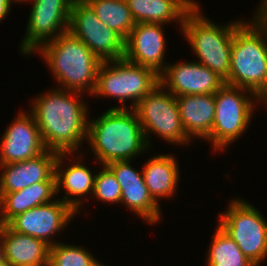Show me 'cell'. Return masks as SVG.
<instances>
[{
  "label": "cell",
  "instance_id": "1",
  "mask_svg": "<svg viewBox=\"0 0 267 266\" xmlns=\"http://www.w3.org/2000/svg\"><path fill=\"white\" fill-rule=\"evenodd\" d=\"M85 94L58 88L33 97L29 111L38 124L47 150L57 153H80L87 140L90 107ZM31 109V110H30Z\"/></svg>",
  "mask_w": 267,
  "mask_h": 266
},
{
  "label": "cell",
  "instance_id": "2",
  "mask_svg": "<svg viewBox=\"0 0 267 266\" xmlns=\"http://www.w3.org/2000/svg\"><path fill=\"white\" fill-rule=\"evenodd\" d=\"M87 142L101 166L152 152L134 109H106L98 118H88Z\"/></svg>",
  "mask_w": 267,
  "mask_h": 266
},
{
  "label": "cell",
  "instance_id": "3",
  "mask_svg": "<svg viewBox=\"0 0 267 266\" xmlns=\"http://www.w3.org/2000/svg\"><path fill=\"white\" fill-rule=\"evenodd\" d=\"M33 53H39L46 62L54 82H58L56 88L90 94L89 97L93 94L101 60L69 31L42 44Z\"/></svg>",
  "mask_w": 267,
  "mask_h": 266
},
{
  "label": "cell",
  "instance_id": "4",
  "mask_svg": "<svg viewBox=\"0 0 267 266\" xmlns=\"http://www.w3.org/2000/svg\"><path fill=\"white\" fill-rule=\"evenodd\" d=\"M254 10L253 18L243 19L235 29L225 83L256 95L267 82V15L258 7Z\"/></svg>",
  "mask_w": 267,
  "mask_h": 266
},
{
  "label": "cell",
  "instance_id": "5",
  "mask_svg": "<svg viewBox=\"0 0 267 266\" xmlns=\"http://www.w3.org/2000/svg\"><path fill=\"white\" fill-rule=\"evenodd\" d=\"M201 5L194 6L186 15L181 29L198 63L214 71L226 81L230 73L231 46L236 27L243 21L230 20L216 24L202 14ZM241 19V20H240Z\"/></svg>",
  "mask_w": 267,
  "mask_h": 266
},
{
  "label": "cell",
  "instance_id": "6",
  "mask_svg": "<svg viewBox=\"0 0 267 266\" xmlns=\"http://www.w3.org/2000/svg\"><path fill=\"white\" fill-rule=\"evenodd\" d=\"M159 84V74L148 67L133 64L124 58L104 61L99 66L95 89L91 96L118 100L120 106L117 104L110 109H133ZM128 101L130 107L126 105Z\"/></svg>",
  "mask_w": 267,
  "mask_h": 266
},
{
  "label": "cell",
  "instance_id": "7",
  "mask_svg": "<svg viewBox=\"0 0 267 266\" xmlns=\"http://www.w3.org/2000/svg\"><path fill=\"white\" fill-rule=\"evenodd\" d=\"M215 116L208 141L214 152H225L248 131L256 109V95L248 89L224 84L215 94Z\"/></svg>",
  "mask_w": 267,
  "mask_h": 266
},
{
  "label": "cell",
  "instance_id": "8",
  "mask_svg": "<svg viewBox=\"0 0 267 266\" xmlns=\"http://www.w3.org/2000/svg\"><path fill=\"white\" fill-rule=\"evenodd\" d=\"M226 211L218 214V226L256 266L267 257V219L249 201L232 198Z\"/></svg>",
  "mask_w": 267,
  "mask_h": 266
},
{
  "label": "cell",
  "instance_id": "9",
  "mask_svg": "<svg viewBox=\"0 0 267 266\" xmlns=\"http://www.w3.org/2000/svg\"><path fill=\"white\" fill-rule=\"evenodd\" d=\"M133 109L150 149L153 147L151 138L154 135L175 146H189L193 143L182 126L176 97L161 84L146 94Z\"/></svg>",
  "mask_w": 267,
  "mask_h": 266
},
{
  "label": "cell",
  "instance_id": "10",
  "mask_svg": "<svg viewBox=\"0 0 267 266\" xmlns=\"http://www.w3.org/2000/svg\"><path fill=\"white\" fill-rule=\"evenodd\" d=\"M68 31L80 39L101 62L124 58L125 40L104 25L84 0H73Z\"/></svg>",
  "mask_w": 267,
  "mask_h": 266
},
{
  "label": "cell",
  "instance_id": "11",
  "mask_svg": "<svg viewBox=\"0 0 267 266\" xmlns=\"http://www.w3.org/2000/svg\"><path fill=\"white\" fill-rule=\"evenodd\" d=\"M30 15L19 53L33 54L42 44L68 32L73 0H28ZM21 51V52H20Z\"/></svg>",
  "mask_w": 267,
  "mask_h": 266
},
{
  "label": "cell",
  "instance_id": "12",
  "mask_svg": "<svg viewBox=\"0 0 267 266\" xmlns=\"http://www.w3.org/2000/svg\"><path fill=\"white\" fill-rule=\"evenodd\" d=\"M78 213L67 203L57 198L51 202L36 206L14 217L7 225L20 232L43 240L49 246L59 243L53 240L56 234L71 223Z\"/></svg>",
  "mask_w": 267,
  "mask_h": 266
},
{
  "label": "cell",
  "instance_id": "13",
  "mask_svg": "<svg viewBox=\"0 0 267 266\" xmlns=\"http://www.w3.org/2000/svg\"><path fill=\"white\" fill-rule=\"evenodd\" d=\"M131 164L132 160L114 161L106 165L113 172L122 189L120 203L147 224L157 225L162 220L161 204H158L150 195L142 169L139 171Z\"/></svg>",
  "mask_w": 267,
  "mask_h": 266
},
{
  "label": "cell",
  "instance_id": "14",
  "mask_svg": "<svg viewBox=\"0 0 267 266\" xmlns=\"http://www.w3.org/2000/svg\"><path fill=\"white\" fill-rule=\"evenodd\" d=\"M12 121L0 139V165L30 160L47 151L29 111L19 110Z\"/></svg>",
  "mask_w": 267,
  "mask_h": 266
},
{
  "label": "cell",
  "instance_id": "15",
  "mask_svg": "<svg viewBox=\"0 0 267 266\" xmlns=\"http://www.w3.org/2000/svg\"><path fill=\"white\" fill-rule=\"evenodd\" d=\"M78 154L77 152L76 154H58L55 163V178L57 196L64 190V193H61L63 195L58 198H61L63 202L70 205L79 214L81 207L85 206L84 203H86L88 196L92 199L96 174L95 171L93 174L92 169L88 168L85 165L86 163H83L85 162L83 160L85 159L84 153L82 154L81 151V154ZM68 157L71 159H68Z\"/></svg>",
  "mask_w": 267,
  "mask_h": 266
},
{
  "label": "cell",
  "instance_id": "16",
  "mask_svg": "<svg viewBox=\"0 0 267 266\" xmlns=\"http://www.w3.org/2000/svg\"><path fill=\"white\" fill-rule=\"evenodd\" d=\"M160 84L175 97L215 94L225 81L195 60L168 63L159 75Z\"/></svg>",
  "mask_w": 267,
  "mask_h": 266
},
{
  "label": "cell",
  "instance_id": "17",
  "mask_svg": "<svg viewBox=\"0 0 267 266\" xmlns=\"http://www.w3.org/2000/svg\"><path fill=\"white\" fill-rule=\"evenodd\" d=\"M164 28L165 25L159 23H135L125 40L124 59L160 75L169 62L165 57L169 43Z\"/></svg>",
  "mask_w": 267,
  "mask_h": 266
},
{
  "label": "cell",
  "instance_id": "18",
  "mask_svg": "<svg viewBox=\"0 0 267 266\" xmlns=\"http://www.w3.org/2000/svg\"><path fill=\"white\" fill-rule=\"evenodd\" d=\"M58 154L47 150L30 160L0 165V193L16 192L32 184L48 181L55 174Z\"/></svg>",
  "mask_w": 267,
  "mask_h": 266
},
{
  "label": "cell",
  "instance_id": "19",
  "mask_svg": "<svg viewBox=\"0 0 267 266\" xmlns=\"http://www.w3.org/2000/svg\"><path fill=\"white\" fill-rule=\"evenodd\" d=\"M174 154H153L143 163L142 171L145 184L152 198L160 204L163 198H172L178 191L180 167ZM160 199V200H159Z\"/></svg>",
  "mask_w": 267,
  "mask_h": 266
},
{
  "label": "cell",
  "instance_id": "20",
  "mask_svg": "<svg viewBox=\"0 0 267 266\" xmlns=\"http://www.w3.org/2000/svg\"><path fill=\"white\" fill-rule=\"evenodd\" d=\"M179 115L187 136L204 141L212 131L215 116L214 94L183 95L176 97Z\"/></svg>",
  "mask_w": 267,
  "mask_h": 266
},
{
  "label": "cell",
  "instance_id": "21",
  "mask_svg": "<svg viewBox=\"0 0 267 266\" xmlns=\"http://www.w3.org/2000/svg\"><path fill=\"white\" fill-rule=\"evenodd\" d=\"M55 174L48 180L32 184L20 191L0 193V225L14 217L57 197Z\"/></svg>",
  "mask_w": 267,
  "mask_h": 266
},
{
  "label": "cell",
  "instance_id": "22",
  "mask_svg": "<svg viewBox=\"0 0 267 266\" xmlns=\"http://www.w3.org/2000/svg\"><path fill=\"white\" fill-rule=\"evenodd\" d=\"M135 23H178L182 29L185 15L200 5L196 0H126ZM167 23V24H166Z\"/></svg>",
  "mask_w": 267,
  "mask_h": 266
},
{
  "label": "cell",
  "instance_id": "23",
  "mask_svg": "<svg viewBox=\"0 0 267 266\" xmlns=\"http://www.w3.org/2000/svg\"><path fill=\"white\" fill-rule=\"evenodd\" d=\"M5 260L10 266H49V248L43 240L0 225Z\"/></svg>",
  "mask_w": 267,
  "mask_h": 266
},
{
  "label": "cell",
  "instance_id": "24",
  "mask_svg": "<svg viewBox=\"0 0 267 266\" xmlns=\"http://www.w3.org/2000/svg\"><path fill=\"white\" fill-rule=\"evenodd\" d=\"M100 21L118 33L124 40L135 26L126 0H84Z\"/></svg>",
  "mask_w": 267,
  "mask_h": 266
},
{
  "label": "cell",
  "instance_id": "25",
  "mask_svg": "<svg viewBox=\"0 0 267 266\" xmlns=\"http://www.w3.org/2000/svg\"><path fill=\"white\" fill-rule=\"evenodd\" d=\"M208 247L205 266H256L217 224Z\"/></svg>",
  "mask_w": 267,
  "mask_h": 266
},
{
  "label": "cell",
  "instance_id": "26",
  "mask_svg": "<svg viewBox=\"0 0 267 266\" xmlns=\"http://www.w3.org/2000/svg\"><path fill=\"white\" fill-rule=\"evenodd\" d=\"M88 249L59 242L49 248V266H106Z\"/></svg>",
  "mask_w": 267,
  "mask_h": 266
},
{
  "label": "cell",
  "instance_id": "27",
  "mask_svg": "<svg viewBox=\"0 0 267 266\" xmlns=\"http://www.w3.org/2000/svg\"><path fill=\"white\" fill-rule=\"evenodd\" d=\"M122 189L113 172L102 165L101 170L97 171L94 183L92 198L106 204H120Z\"/></svg>",
  "mask_w": 267,
  "mask_h": 266
},
{
  "label": "cell",
  "instance_id": "28",
  "mask_svg": "<svg viewBox=\"0 0 267 266\" xmlns=\"http://www.w3.org/2000/svg\"><path fill=\"white\" fill-rule=\"evenodd\" d=\"M266 105L265 109L267 108V82L265 85L257 92L256 94V106H260V104Z\"/></svg>",
  "mask_w": 267,
  "mask_h": 266
},
{
  "label": "cell",
  "instance_id": "29",
  "mask_svg": "<svg viewBox=\"0 0 267 266\" xmlns=\"http://www.w3.org/2000/svg\"><path fill=\"white\" fill-rule=\"evenodd\" d=\"M12 2V0H0V14L4 18H7L8 13H10Z\"/></svg>",
  "mask_w": 267,
  "mask_h": 266
},
{
  "label": "cell",
  "instance_id": "30",
  "mask_svg": "<svg viewBox=\"0 0 267 266\" xmlns=\"http://www.w3.org/2000/svg\"><path fill=\"white\" fill-rule=\"evenodd\" d=\"M5 260V247L2 239V230L0 229V261Z\"/></svg>",
  "mask_w": 267,
  "mask_h": 266
},
{
  "label": "cell",
  "instance_id": "31",
  "mask_svg": "<svg viewBox=\"0 0 267 266\" xmlns=\"http://www.w3.org/2000/svg\"><path fill=\"white\" fill-rule=\"evenodd\" d=\"M258 8L267 15V0H259Z\"/></svg>",
  "mask_w": 267,
  "mask_h": 266
},
{
  "label": "cell",
  "instance_id": "32",
  "mask_svg": "<svg viewBox=\"0 0 267 266\" xmlns=\"http://www.w3.org/2000/svg\"><path fill=\"white\" fill-rule=\"evenodd\" d=\"M0 266H10V264L6 260H3L0 261Z\"/></svg>",
  "mask_w": 267,
  "mask_h": 266
},
{
  "label": "cell",
  "instance_id": "33",
  "mask_svg": "<svg viewBox=\"0 0 267 266\" xmlns=\"http://www.w3.org/2000/svg\"><path fill=\"white\" fill-rule=\"evenodd\" d=\"M12 1H13L15 4H16V3H19V4L21 3V4H22V3H27L28 0H12Z\"/></svg>",
  "mask_w": 267,
  "mask_h": 266
},
{
  "label": "cell",
  "instance_id": "34",
  "mask_svg": "<svg viewBox=\"0 0 267 266\" xmlns=\"http://www.w3.org/2000/svg\"><path fill=\"white\" fill-rule=\"evenodd\" d=\"M5 18L0 14V22L4 20Z\"/></svg>",
  "mask_w": 267,
  "mask_h": 266
}]
</instances>
